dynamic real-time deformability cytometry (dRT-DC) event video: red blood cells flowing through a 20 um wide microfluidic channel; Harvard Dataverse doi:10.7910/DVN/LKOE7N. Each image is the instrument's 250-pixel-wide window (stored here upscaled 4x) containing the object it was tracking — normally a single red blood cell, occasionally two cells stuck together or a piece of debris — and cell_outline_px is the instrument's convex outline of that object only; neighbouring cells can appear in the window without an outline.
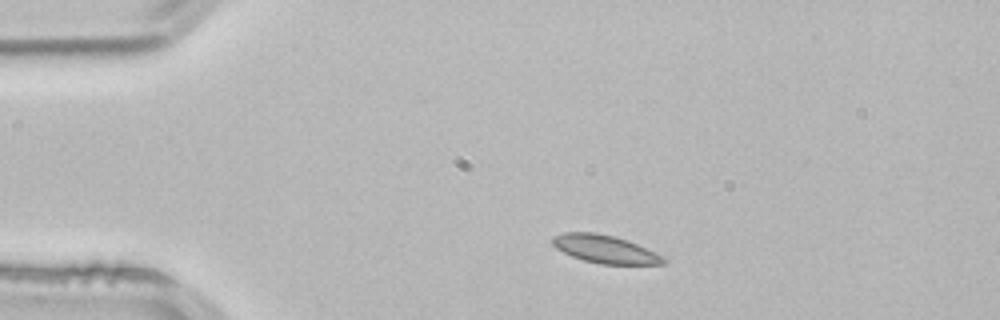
{"species": "common noctule bat (a hibernating species)", "species_latin": "Nyctalus noctula", "temperature_condition": "room temperature", "stored_images_in_passage": 1, "camera_frame_rate_fps": 3000, "um_per_image_px": 0.085, "animal": {"sex": "male", "body_mass_g": 21.5, "forearm_length_mm": 52.0}, "frame": {"image": 1, "passage_image": 1, "time_ms": 0.0, "image_size_px": [1000, 320], "cell_outline_px": [[668, 260], [664, 264], [600, 264], [584, 260], [572, 256], [556, 248], [552, 244], [552, 236], [564, 232], [596, 232], [616, 236], [628, 240]], "centroid_in_image_um": [51.37, 21.16], "position_along_channel_um": 33.6, "area_um2": 17.92}}